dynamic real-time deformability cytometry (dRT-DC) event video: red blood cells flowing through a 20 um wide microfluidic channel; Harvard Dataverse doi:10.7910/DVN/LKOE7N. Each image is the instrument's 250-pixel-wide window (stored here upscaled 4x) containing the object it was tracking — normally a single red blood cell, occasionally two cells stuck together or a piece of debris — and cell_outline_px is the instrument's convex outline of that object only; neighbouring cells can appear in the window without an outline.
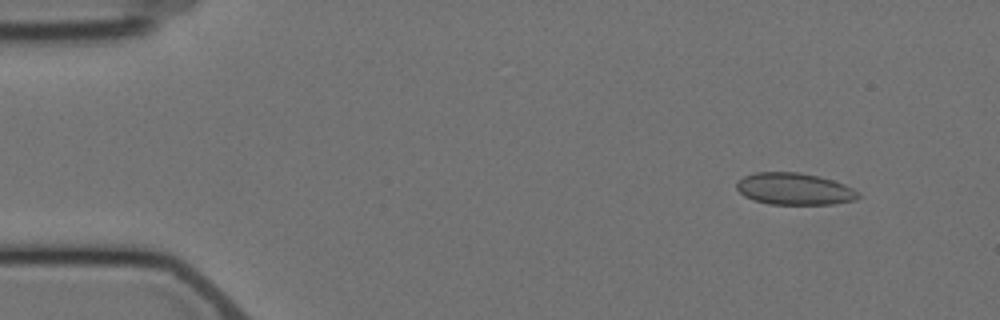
{"species": "Egyptian fruit bat (a non-hibernating species)", "species_latin": "Rousettus aegyptiacus", "temperature_condition": "cold", "stored_images_in_passage": 6, "camera_frame_rate_fps": 3000, "um_per_image_px": 0.085, "animal": {"sex": "female"}, "frame": {"image": 1, "passage_image": 2, "time_ms": 1.333, "image_size_px": [1000, 320], "cell_outline_px": [[860, 196], [856, 200], [832, 204], [768, 204], [752, 200], [744, 196], [736, 188], [736, 180], [744, 176], [756, 172], [800, 172], [820, 176], [844, 184], [860, 192]], "centroid_in_image_um": [67.51, 16.05], "position_along_channel_um": 17.5, "area_um2": 22.83}}
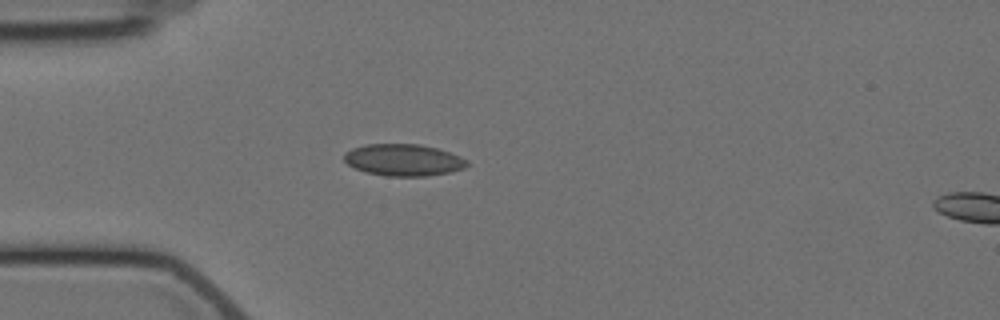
{"frame": {"image": 2, "passage_image": 5, "time_ms": 4.667, "image_size_px": [1000, 320], "cell_outline_px": [[468, 164], [464, 168], [448, 172], [428, 176], [388, 176], [364, 172], [348, 164], [344, 160], [344, 152], [352, 148], [364, 144], [420, 144], [436, 148], [460, 156], [468, 160]], "centroid_in_image_um": [34.27, 13.59], "position_along_channel_um": 50.7, "area_um2": 22.77}}